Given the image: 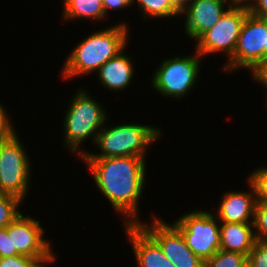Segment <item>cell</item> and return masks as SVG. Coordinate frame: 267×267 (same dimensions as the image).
Listing matches in <instances>:
<instances>
[{"label": "cell", "mask_w": 267, "mask_h": 267, "mask_svg": "<svg viewBox=\"0 0 267 267\" xmlns=\"http://www.w3.org/2000/svg\"><path fill=\"white\" fill-rule=\"evenodd\" d=\"M257 241L253 224L220 223V249L248 256Z\"/></svg>", "instance_id": "16"}, {"label": "cell", "mask_w": 267, "mask_h": 267, "mask_svg": "<svg viewBox=\"0 0 267 267\" xmlns=\"http://www.w3.org/2000/svg\"><path fill=\"white\" fill-rule=\"evenodd\" d=\"M99 192L120 213L122 224H139V201L146 183V160L135 156L80 158Z\"/></svg>", "instance_id": "1"}, {"label": "cell", "mask_w": 267, "mask_h": 267, "mask_svg": "<svg viewBox=\"0 0 267 267\" xmlns=\"http://www.w3.org/2000/svg\"><path fill=\"white\" fill-rule=\"evenodd\" d=\"M246 180L254 187L257 201L267 203V167L254 169Z\"/></svg>", "instance_id": "21"}, {"label": "cell", "mask_w": 267, "mask_h": 267, "mask_svg": "<svg viewBox=\"0 0 267 267\" xmlns=\"http://www.w3.org/2000/svg\"><path fill=\"white\" fill-rule=\"evenodd\" d=\"M247 260L253 267H267V243L257 240Z\"/></svg>", "instance_id": "24"}, {"label": "cell", "mask_w": 267, "mask_h": 267, "mask_svg": "<svg viewBox=\"0 0 267 267\" xmlns=\"http://www.w3.org/2000/svg\"><path fill=\"white\" fill-rule=\"evenodd\" d=\"M172 224L182 233L187 246L203 261L220 249V224L213 212L193 210L179 216Z\"/></svg>", "instance_id": "7"}, {"label": "cell", "mask_w": 267, "mask_h": 267, "mask_svg": "<svg viewBox=\"0 0 267 267\" xmlns=\"http://www.w3.org/2000/svg\"><path fill=\"white\" fill-rule=\"evenodd\" d=\"M241 267H253V266L248 262V260H246V262Z\"/></svg>", "instance_id": "32"}, {"label": "cell", "mask_w": 267, "mask_h": 267, "mask_svg": "<svg viewBox=\"0 0 267 267\" xmlns=\"http://www.w3.org/2000/svg\"><path fill=\"white\" fill-rule=\"evenodd\" d=\"M45 230L39 220L20 213L9 225L12 256L23 255L38 259L45 267L56 261L51 240L44 237Z\"/></svg>", "instance_id": "8"}, {"label": "cell", "mask_w": 267, "mask_h": 267, "mask_svg": "<svg viewBox=\"0 0 267 267\" xmlns=\"http://www.w3.org/2000/svg\"><path fill=\"white\" fill-rule=\"evenodd\" d=\"M246 183L249 186L248 191L232 189L223 194L217 212H214L220 223L253 224L257 198L252 184L249 181Z\"/></svg>", "instance_id": "13"}, {"label": "cell", "mask_w": 267, "mask_h": 267, "mask_svg": "<svg viewBox=\"0 0 267 267\" xmlns=\"http://www.w3.org/2000/svg\"><path fill=\"white\" fill-rule=\"evenodd\" d=\"M265 46H267V20L249 13L243 23L234 54L224 62L222 70L234 72L247 69L250 73L264 60Z\"/></svg>", "instance_id": "10"}, {"label": "cell", "mask_w": 267, "mask_h": 267, "mask_svg": "<svg viewBox=\"0 0 267 267\" xmlns=\"http://www.w3.org/2000/svg\"><path fill=\"white\" fill-rule=\"evenodd\" d=\"M150 224L139 225L158 243L174 267H204V261L187 246L182 233L172 224L152 215Z\"/></svg>", "instance_id": "11"}, {"label": "cell", "mask_w": 267, "mask_h": 267, "mask_svg": "<svg viewBox=\"0 0 267 267\" xmlns=\"http://www.w3.org/2000/svg\"><path fill=\"white\" fill-rule=\"evenodd\" d=\"M264 60H267V46L264 48Z\"/></svg>", "instance_id": "33"}, {"label": "cell", "mask_w": 267, "mask_h": 267, "mask_svg": "<svg viewBox=\"0 0 267 267\" xmlns=\"http://www.w3.org/2000/svg\"><path fill=\"white\" fill-rule=\"evenodd\" d=\"M70 99L63 117V146L81 158L86 153L81 144L87 139L95 142L97 134L108 121V115L104 105L93 99L85 88L77 89Z\"/></svg>", "instance_id": "3"}, {"label": "cell", "mask_w": 267, "mask_h": 267, "mask_svg": "<svg viewBox=\"0 0 267 267\" xmlns=\"http://www.w3.org/2000/svg\"><path fill=\"white\" fill-rule=\"evenodd\" d=\"M230 7L250 8L255 0H226Z\"/></svg>", "instance_id": "30"}, {"label": "cell", "mask_w": 267, "mask_h": 267, "mask_svg": "<svg viewBox=\"0 0 267 267\" xmlns=\"http://www.w3.org/2000/svg\"><path fill=\"white\" fill-rule=\"evenodd\" d=\"M253 228L256 239L267 243V203L257 201L254 212Z\"/></svg>", "instance_id": "22"}, {"label": "cell", "mask_w": 267, "mask_h": 267, "mask_svg": "<svg viewBox=\"0 0 267 267\" xmlns=\"http://www.w3.org/2000/svg\"><path fill=\"white\" fill-rule=\"evenodd\" d=\"M12 256V242L8 235V226L0 228V258Z\"/></svg>", "instance_id": "27"}, {"label": "cell", "mask_w": 267, "mask_h": 267, "mask_svg": "<svg viewBox=\"0 0 267 267\" xmlns=\"http://www.w3.org/2000/svg\"><path fill=\"white\" fill-rule=\"evenodd\" d=\"M7 112V109L0 103V142L11 139L17 133Z\"/></svg>", "instance_id": "25"}, {"label": "cell", "mask_w": 267, "mask_h": 267, "mask_svg": "<svg viewBox=\"0 0 267 267\" xmlns=\"http://www.w3.org/2000/svg\"><path fill=\"white\" fill-rule=\"evenodd\" d=\"M129 25L126 21L97 30L81 39L65 60L61 71L64 80L82 77L97 71L109 59L121 52L128 43ZM80 75V76H79Z\"/></svg>", "instance_id": "2"}, {"label": "cell", "mask_w": 267, "mask_h": 267, "mask_svg": "<svg viewBox=\"0 0 267 267\" xmlns=\"http://www.w3.org/2000/svg\"><path fill=\"white\" fill-rule=\"evenodd\" d=\"M26 151L18 133L0 142V193L13 195L23 202L29 195L32 175V163Z\"/></svg>", "instance_id": "6"}, {"label": "cell", "mask_w": 267, "mask_h": 267, "mask_svg": "<svg viewBox=\"0 0 267 267\" xmlns=\"http://www.w3.org/2000/svg\"><path fill=\"white\" fill-rule=\"evenodd\" d=\"M190 1L192 0H175V2L178 4L180 8H183Z\"/></svg>", "instance_id": "31"}, {"label": "cell", "mask_w": 267, "mask_h": 267, "mask_svg": "<svg viewBox=\"0 0 267 267\" xmlns=\"http://www.w3.org/2000/svg\"><path fill=\"white\" fill-rule=\"evenodd\" d=\"M227 6V7H226ZM230 8L226 0H192L181 8L185 15L184 34L190 40H197L203 33L218 23Z\"/></svg>", "instance_id": "12"}, {"label": "cell", "mask_w": 267, "mask_h": 267, "mask_svg": "<svg viewBox=\"0 0 267 267\" xmlns=\"http://www.w3.org/2000/svg\"><path fill=\"white\" fill-rule=\"evenodd\" d=\"M23 201L5 193H0V228L7 227L22 211Z\"/></svg>", "instance_id": "19"}, {"label": "cell", "mask_w": 267, "mask_h": 267, "mask_svg": "<svg viewBox=\"0 0 267 267\" xmlns=\"http://www.w3.org/2000/svg\"><path fill=\"white\" fill-rule=\"evenodd\" d=\"M247 260V256L219 249L215 255L204 261V267H241Z\"/></svg>", "instance_id": "20"}, {"label": "cell", "mask_w": 267, "mask_h": 267, "mask_svg": "<svg viewBox=\"0 0 267 267\" xmlns=\"http://www.w3.org/2000/svg\"><path fill=\"white\" fill-rule=\"evenodd\" d=\"M0 267H45L38 259L23 255L0 258ZM48 267V266H47Z\"/></svg>", "instance_id": "23"}, {"label": "cell", "mask_w": 267, "mask_h": 267, "mask_svg": "<svg viewBox=\"0 0 267 267\" xmlns=\"http://www.w3.org/2000/svg\"><path fill=\"white\" fill-rule=\"evenodd\" d=\"M126 47L115 57L109 59L97 71L98 80L102 87L111 92H123L132 83L135 73V61L125 53Z\"/></svg>", "instance_id": "15"}, {"label": "cell", "mask_w": 267, "mask_h": 267, "mask_svg": "<svg viewBox=\"0 0 267 267\" xmlns=\"http://www.w3.org/2000/svg\"><path fill=\"white\" fill-rule=\"evenodd\" d=\"M201 60L203 57L196 50L193 55L165 58L153 71L152 89L165 98L183 99L198 82Z\"/></svg>", "instance_id": "5"}, {"label": "cell", "mask_w": 267, "mask_h": 267, "mask_svg": "<svg viewBox=\"0 0 267 267\" xmlns=\"http://www.w3.org/2000/svg\"><path fill=\"white\" fill-rule=\"evenodd\" d=\"M132 2L133 0H103V10L105 13V17L107 18V15L109 14L110 10H112L113 12L114 10L118 11L124 8L126 10V8L128 9V7H132Z\"/></svg>", "instance_id": "28"}, {"label": "cell", "mask_w": 267, "mask_h": 267, "mask_svg": "<svg viewBox=\"0 0 267 267\" xmlns=\"http://www.w3.org/2000/svg\"><path fill=\"white\" fill-rule=\"evenodd\" d=\"M132 3H137L144 20L181 16V8L175 0H133Z\"/></svg>", "instance_id": "18"}, {"label": "cell", "mask_w": 267, "mask_h": 267, "mask_svg": "<svg viewBox=\"0 0 267 267\" xmlns=\"http://www.w3.org/2000/svg\"><path fill=\"white\" fill-rule=\"evenodd\" d=\"M250 73L252 80L267 89V60L261 61Z\"/></svg>", "instance_id": "26"}, {"label": "cell", "mask_w": 267, "mask_h": 267, "mask_svg": "<svg viewBox=\"0 0 267 267\" xmlns=\"http://www.w3.org/2000/svg\"><path fill=\"white\" fill-rule=\"evenodd\" d=\"M248 8L230 7L208 31L197 40L195 50L204 58L210 54H224L228 61L234 54L243 23L249 14Z\"/></svg>", "instance_id": "9"}, {"label": "cell", "mask_w": 267, "mask_h": 267, "mask_svg": "<svg viewBox=\"0 0 267 267\" xmlns=\"http://www.w3.org/2000/svg\"><path fill=\"white\" fill-rule=\"evenodd\" d=\"M248 10L252 15L267 20V0H255Z\"/></svg>", "instance_id": "29"}, {"label": "cell", "mask_w": 267, "mask_h": 267, "mask_svg": "<svg viewBox=\"0 0 267 267\" xmlns=\"http://www.w3.org/2000/svg\"><path fill=\"white\" fill-rule=\"evenodd\" d=\"M122 226L130 240L137 267H174L158 243L139 224Z\"/></svg>", "instance_id": "14"}, {"label": "cell", "mask_w": 267, "mask_h": 267, "mask_svg": "<svg viewBox=\"0 0 267 267\" xmlns=\"http://www.w3.org/2000/svg\"><path fill=\"white\" fill-rule=\"evenodd\" d=\"M62 19L64 20H106L103 0H63Z\"/></svg>", "instance_id": "17"}, {"label": "cell", "mask_w": 267, "mask_h": 267, "mask_svg": "<svg viewBox=\"0 0 267 267\" xmlns=\"http://www.w3.org/2000/svg\"><path fill=\"white\" fill-rule=\"evenodd\" d=\"M97 134L94 146L98 147L99 153H86L81 158H108L119 156H135L146 158L147 150L159 140L163 131L160 127L127 122L107 126Z\"/></svg>", "instance_id": "4"}]
</instances>
